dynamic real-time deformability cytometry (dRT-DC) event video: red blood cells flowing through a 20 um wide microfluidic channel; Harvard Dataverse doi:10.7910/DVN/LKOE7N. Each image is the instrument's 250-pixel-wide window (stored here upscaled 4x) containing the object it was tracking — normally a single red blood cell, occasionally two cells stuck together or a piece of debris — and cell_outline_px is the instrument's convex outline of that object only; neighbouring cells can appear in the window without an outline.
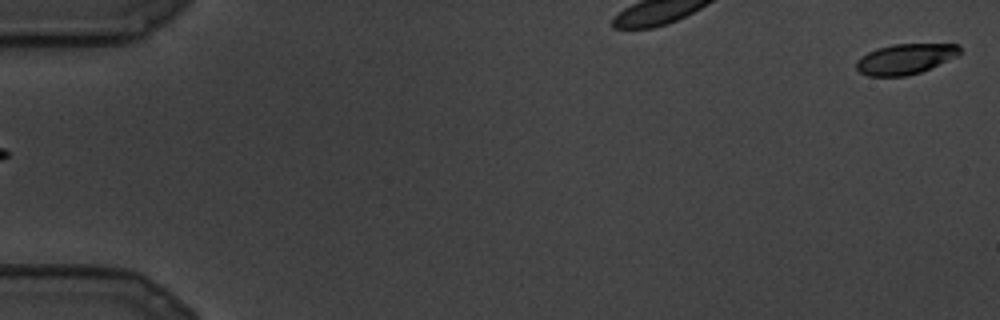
{"species": "common noctule bat (a hibernating species)", "species_latin": "Nyctalus noctula", "temperature_condition": "cold", "stored_images_in_passage": 6, "camera_frame_rate_fps": 3000, "um_per_image_px": 0.085, "animal": {"sex": "male", "body_mass_g": 19.5, "forearm_length_mm": 54.6}, "frame": {"image": 1, "passage_image": 1, "time_ms": 0.0, "image_size_px": [1000, 320], "cell_outline_px": [[960, 52], [956, 56], [920, 72], [904, 76], [868, 76], [860, 72], [856, 68], [856, 60], [860, 56], [876, 48], [892, 44], [960, 44]], "centroid_in_image_um": [76.9, 5.0], "position_along_channel_um": 8.1, "area_um2": 18.21}}